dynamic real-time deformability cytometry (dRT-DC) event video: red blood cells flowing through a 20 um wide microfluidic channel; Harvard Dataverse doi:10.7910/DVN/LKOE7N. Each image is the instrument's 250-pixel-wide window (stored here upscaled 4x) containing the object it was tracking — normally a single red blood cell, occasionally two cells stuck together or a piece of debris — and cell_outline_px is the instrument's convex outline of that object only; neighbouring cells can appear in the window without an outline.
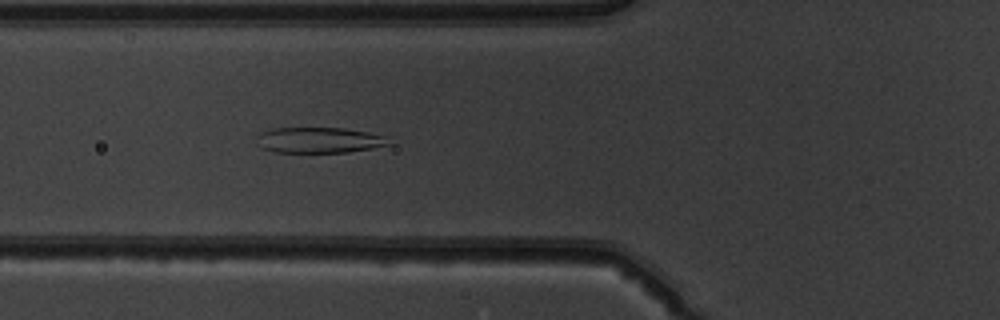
{"species": "common noctule bat (a hibernating species)", "species_latin": "Nyctalus noctula", "temperature_condition": "warm", "stored_images_in_passage": 51, "camera_frame_rate_fps": 3000, "um_per_image_px": 0.085, "animal": {"sex": "male", "body_mass_g": 19.5, "forearm_length_mm": 54.6}, "frame": {"image": 1, "passage_image": 20, "time_ms": 6.333, "image_size_px": [1000, 320], "cell_outline_px": [[392, 144], [372, 148], [348, 152], [272, 152], [264, 148], [256, 136], [272, 128], [344, 128], [368, 132], [384, 136]], "centroid_in_image_um": [27.17, 11.91], "position_along_channel_um": 98.6, "area_um2": 19.48}}
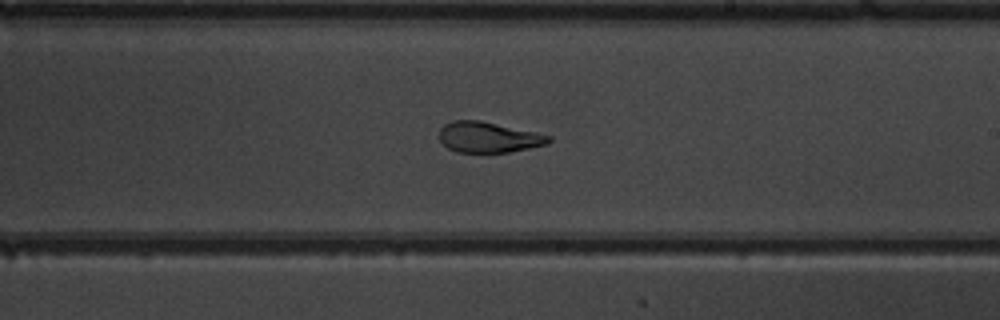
{"frame": {"image": 2, "passage_image": 31, "time_ms": 10.0, "image_size_px": [1000, 320], "cell_outline_px": [[552, 140], [548, 144], [508, 152], [456, 152], [448, 148], [440, 140], [440, 128], [444, 124], [452, 120], [480, 120], [536, 132], [552, 136]], "centroid_in_image_um": [41.53, 11.66], "position_along_channel_um": 247.5, "area_um2": 19.54}}
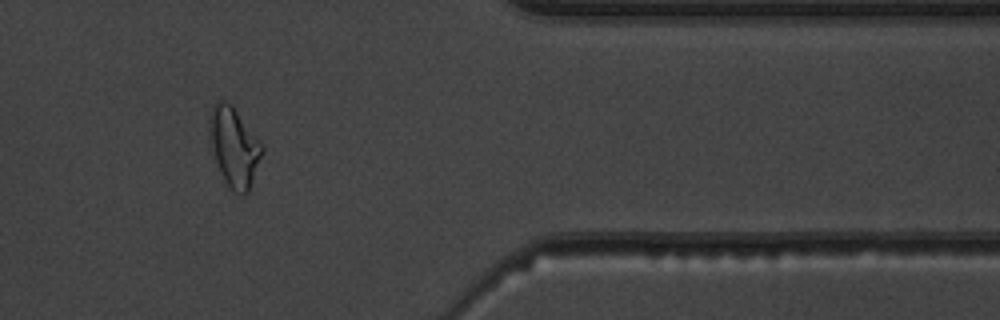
{"frame": {"image": 3, "passage_image": 43, "time_ms": 14.0, "image_size_px": [1000, 320], "cell_outline_px": [[264, 152], [248, 192], [244, 196], [232, 192], [224, 180], [216, 160], [208, 136], [208, 120], [212, 104], [216, 100], [224, 100], [232, 104], [264, 148]], "centroid_in_image_um": [19.88, 12.47], "position_along_channel_um": 391.5, "area_um2": 24.45}, "authors_computed_cell_mechanics": {"area_um2": 23.12, "velocity_mm_per_s": 4.0571, "shape_relaxation_time_tau1_ms": 4.4393, "shape_relaxation_time_tau2_ms": 1.2466, "deformation_change_tau1": 0.1813, "deformation_change_tau2": 0.0823}}